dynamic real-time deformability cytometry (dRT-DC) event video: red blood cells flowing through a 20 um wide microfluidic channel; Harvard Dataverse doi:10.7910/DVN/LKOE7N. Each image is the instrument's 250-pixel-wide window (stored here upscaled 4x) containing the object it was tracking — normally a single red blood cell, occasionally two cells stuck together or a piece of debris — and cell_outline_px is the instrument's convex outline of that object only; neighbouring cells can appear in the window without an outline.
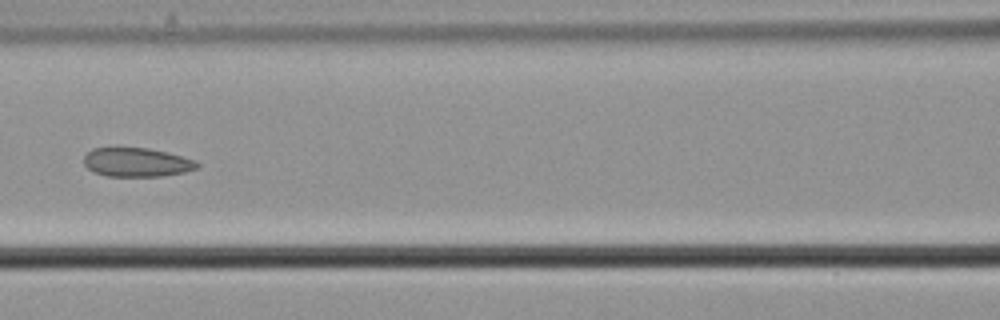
{"species": "common noctule bat (a hibernating species)", "species_latin": "Nyctalus noctula", "temperature_condition": "cold", "stored_images_in_passage": 9, "camera_frame_rate_fps": 3000, "um_per_image_px": 0.085, "animal": {"sex": "male", "body_mass_g": 21.5, "forearm_length_mm": 52.0}, "frame": {"image": 1, "passage_image": 7, "time_ms": 2.0, "image_size_px": [1000, 320], "cell_outline_px": [[200, 168], [184, 172], [160, 176], [108, 176], [92, 172], [84, 164], [84, 156], [92, 148], [148, 148], [196, 160], [200, 164]], "centroid_in_image_um": [11.62, 13.8], "position_along_channel_um": 155.0, "area_um2": 19.02}}
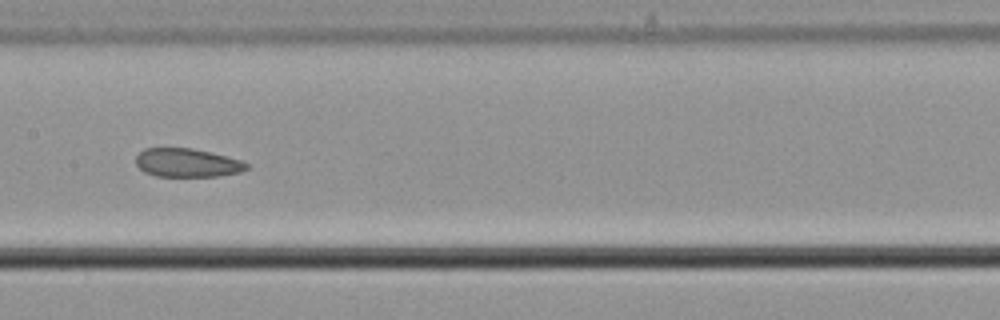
{"frame": {"image": 2, "passage_image": 8, "time_ms": 2.333, "image_size_px": [1000, 320], "cell_outline_px": [[248, 168], [240, 172], [216, 176], [156, 176], [144, 172], [136, 164], [136, 156], [144, 148], [192, 148], [240, 160], [248, 164]], "centroid_in_image_um": [15.87, 13.84], "position_along_channel_um": 191.5, "area_um2": 18.21}}
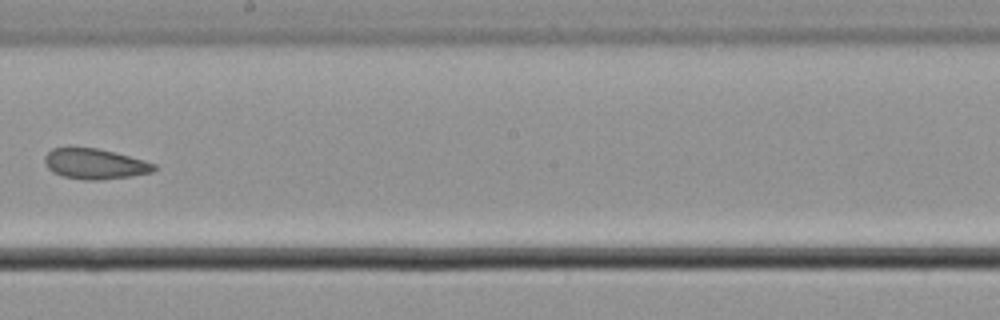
{"frame": {"image": 3, "passage_image": 9, "time_ms": 2.667, "image_size_px": [1000, 320], "cell_outline_px": [[156, 168], [152, 172], [132, 176], [96, 180], [84, 180], [64, 176], [52, 172], [48, 168], [44, 160], [44, 156], [52, 148], [96, 148], [144, 160], [156, 164]], "centroid_in_image_um": [8.05, 13.94], "position_along_channel_um": 240.1, "area_um2": 19.13}}